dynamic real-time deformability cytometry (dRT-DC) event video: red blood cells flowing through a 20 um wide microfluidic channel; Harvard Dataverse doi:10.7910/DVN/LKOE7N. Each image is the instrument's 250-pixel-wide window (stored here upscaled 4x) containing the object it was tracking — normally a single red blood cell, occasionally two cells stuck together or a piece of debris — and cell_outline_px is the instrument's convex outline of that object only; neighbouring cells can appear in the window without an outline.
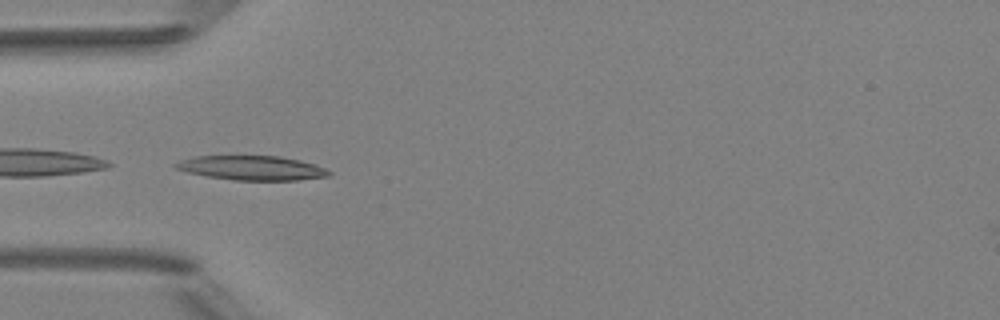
{"species": "Egyptian fruit bat (a non-hibernating species)", "species_latin": "Rousettus aegyptiacus", "temperature_condition": "room temperature", "stored_images_in_passage": 5, "camera_frame_rate_fps": 3000, "um_per_image_px": 0.085, "animal": {"sex": "female"}, "frame": {"image": 1, "passage_image": 3, "time_ms": 2.333, "image_size_px": [1000, 320], "cell_outline_px": [[332, 172], [328, 176], [296, 180], [232, 180], [208, 176], [188, 172], [176, 168], [172, 164], [180, 160], [196, 156], [280, 156], [300, 160], [316, 164]], "centroid_in_image_um": [21.41, 14.27], "position_along_channel_um": 63.6, "area_um2": 21.68}}
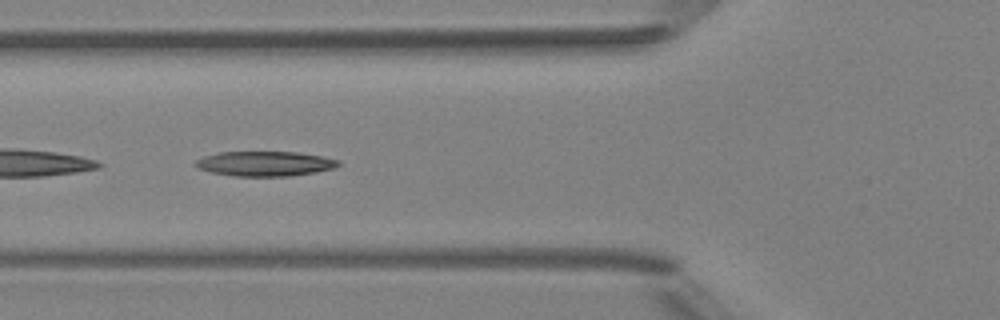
{"frame": {"image": 2, "passage_image": 4, "time_ms": 3.333, "image_size_px": [1000, 320], "cell_outline_px": [[340, 164], [332, 168], [316, 172], [288, 176], [232, 176], [212, 172], [196, 168], [192, 164], [196, 160], [204, 156], [216, 152], [296, 152], [324, 156], [340, 160]], "centroid_in_image_um": [22.48, 13.91], "position_along_channel_um": 103.3, "area_um2": 20.81}}
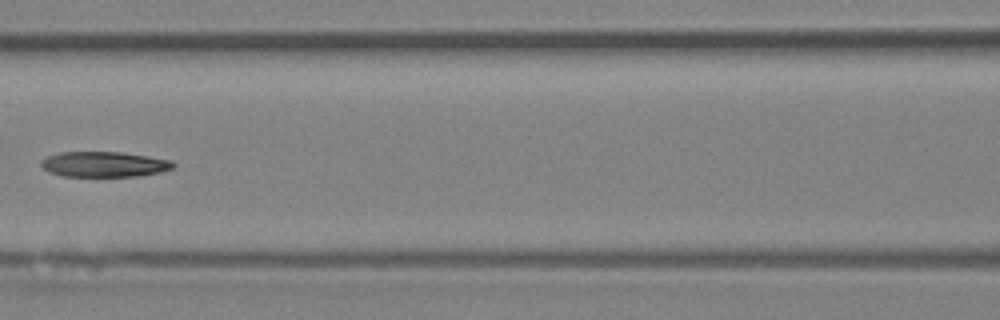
{"frame": {"image": 3, "passage_image": 5, "time_ms": 4.667, "image_size_px": [1000, 320], "cell_outline_px": [[176, 164], [172, 168], [160, 172], [136, 176], [64, 176], [48, 172], [40, 164], [40, 160], [48, 156], [60, 152], [124, 152], [172, 160]], "centroid_in_image_um": [8.85, 13.96], "position_along_channel_um": 157.8, "area_um2": 19.54}}